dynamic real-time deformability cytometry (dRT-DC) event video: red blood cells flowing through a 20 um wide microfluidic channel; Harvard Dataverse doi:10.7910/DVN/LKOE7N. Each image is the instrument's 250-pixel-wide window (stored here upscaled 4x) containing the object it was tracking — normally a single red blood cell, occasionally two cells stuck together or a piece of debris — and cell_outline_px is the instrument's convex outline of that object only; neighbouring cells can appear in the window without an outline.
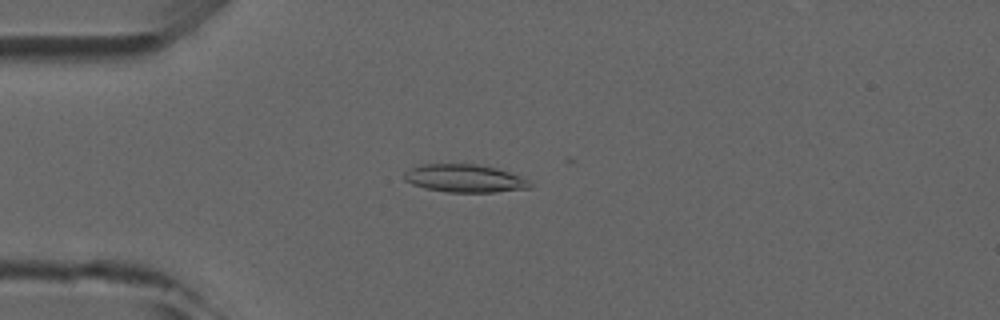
{"species": "common noctule bat (a hibernating species)", "species_latin": "Nyctalus noctula", "temperature_condition": "room temperature", "stored_images_in_passage": 5, "camera_frame_rate_fps": 3000, "um_per_image_px": 0.085, "animal": {"sex": "male", "forearm_length_mm": 52.5}, "frame": {"image": 1, "passage_image": 4, "time_ms": 3.667, "image_size_px": [1000, 320], "cell_outline_px": [[532, 188], [496, 192], [448, 192], [424, 188], [412, 184], [404, 180], [404, 172], [408, 168], [424, 164], [476, 164], [496, 168], [520, 176], [528, 180], [532, 184]], "centroid_in_image_um": [39.48, 15.16], "position_along_channel_um": 45.5, "area_um2": 20.52}}